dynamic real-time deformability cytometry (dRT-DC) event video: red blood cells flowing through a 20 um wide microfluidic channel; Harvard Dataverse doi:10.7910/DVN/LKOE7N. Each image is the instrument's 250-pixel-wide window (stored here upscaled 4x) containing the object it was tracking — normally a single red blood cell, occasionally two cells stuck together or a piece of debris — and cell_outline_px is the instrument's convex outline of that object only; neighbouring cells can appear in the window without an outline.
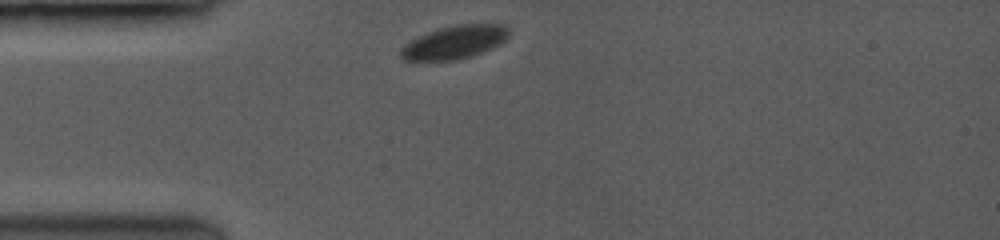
{"species": "common noctule bat (a hibernating species)", "species_latin": "Nyctalus noctula", "temperature_condition": "room temperature", "stored_images_in_passage": 34, "camera_frame_rate_fps": 3500, "um_per_image_px": 0.085, "animal": {"sex": "female", "body_mass_g": 19.0, "forearm_length_mm": 53.3}, "frame": {"image": 1, "passage_image": 1, "time_ms": 0.0, "image_size_px": [1000, 240], "cell_outline_px": [[508, 36], [500, 44], [480, 52], [468, 56], [452, 60], [404, 60], [400, 56], [400, 48], [412, 40], [436, 28], [456, 24], [504, 24], [508, 28]], "centroid_in_image_um": [38.62, 3.57], "position_along_channel_um": 46.4, "area_um2": 20.58}}
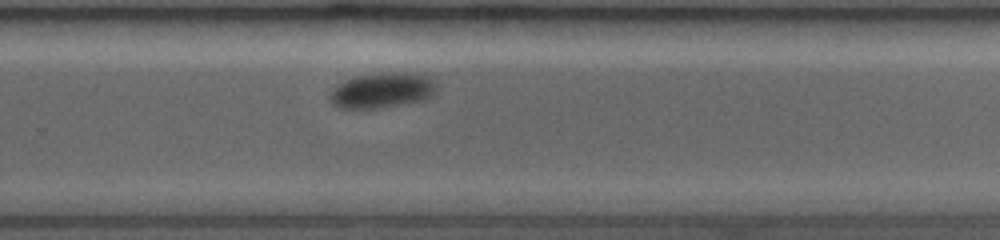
{"frame": {"image": 2, "passage_image": 20, "time_ms": 7.143, "image_size_px": [1000, 240], "cell_outline_px": [[436, 84], [432, 92], [428, 96], [420, 100], [400, 104], [376, 108], [336, 108], [332, 104], [328, 96], [340, 84], [348, 80], [360, 76], [428, 76]], "centroid_in_image_um": [32.38, 7.77], "position_along_channel_um": 297.4, "area_um2": 19.94}}
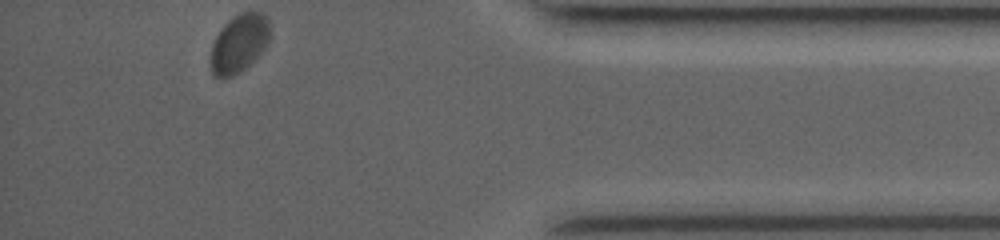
{"frame": {"image": 3, "passage_image": 34, "time_ms": 10.857, "image_size_px": [1000, 240], "cell_outline_px": [[272, 36], [268, 44], [240, 72], [224, 80], [220, 80], [212, 76], [212, 44], [216, 36], [240, 12], [260, 12], [268, 24]], "centroid_in_image_um": [20.33, 3.75], "position_along_channel_um": 414.9, "area_um2": 19.54}, "authors_computed_cell_mechanics": {"area_um2": 21.2704, "velocity_mm_per_s": 3.7845, "shape_relaxation_time_tau1_ms": 1.953, "shape_relaxation_time_tau2_ms": null, "deformation_change_tau1": 0.0483, "deformation_change_tau2": null}}